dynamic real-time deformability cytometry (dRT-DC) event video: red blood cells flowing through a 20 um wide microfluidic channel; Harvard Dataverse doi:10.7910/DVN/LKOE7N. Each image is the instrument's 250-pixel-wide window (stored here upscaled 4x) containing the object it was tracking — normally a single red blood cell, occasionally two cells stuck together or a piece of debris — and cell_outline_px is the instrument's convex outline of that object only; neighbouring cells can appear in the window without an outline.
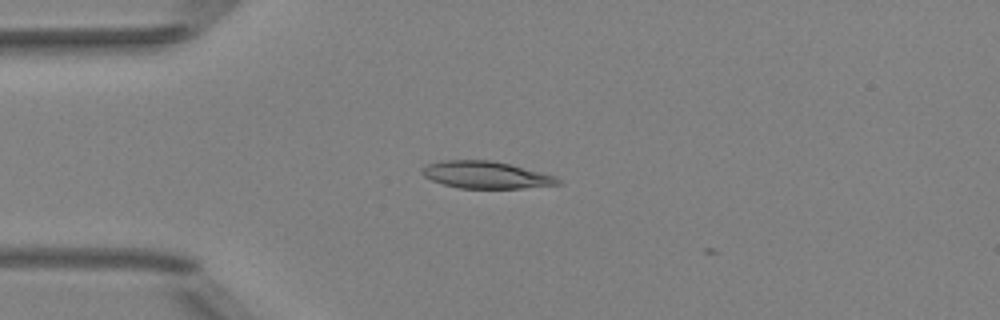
{"species": "Egyptian fruit bat (a non-hibernating species)", "species_latin": "Rousettus aegyptiacus", "temperature_condition": "room temperature", "stored_images_in_passage": 2, "camera_frame_rate_fps": 3000, "um_per_image_px": 0.085, "animal": {"sex": "female"}, "frame": {"image": 1, "passage_image": 1, "time_ms": 0.0, "image_size_px": [1000, 320], "cell_outline_px": [[564, 184], [520, 188], [460, 188], [444, 184], [432, 180], [424, 176], [420, 172], [420, 168], [428, 164], [440, 160], [492, 160], [556, 176]], "centroid_in_image_um": [41.28, 14.86], "position_along_channel_um": 43.7, "area_um2": 21.39}}